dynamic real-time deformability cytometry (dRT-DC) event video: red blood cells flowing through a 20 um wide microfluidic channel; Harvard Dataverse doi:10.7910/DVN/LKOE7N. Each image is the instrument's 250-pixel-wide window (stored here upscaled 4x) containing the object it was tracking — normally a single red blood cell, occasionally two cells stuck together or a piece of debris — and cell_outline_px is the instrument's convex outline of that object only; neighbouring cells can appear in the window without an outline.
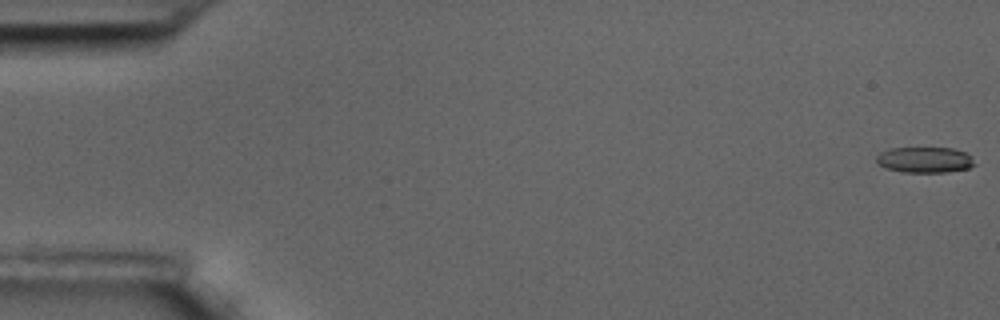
{"species": "common noctule bat (a hibernating species)", "species_latin": "Nyctalus noctula", "temperature_condition": "room temperature", "stored_images_in_passage": 14, "camera_frame_rate_fps": 3000, "um_per_image_px": 0.085, "animal": {"sex": "male", "body_mass_g": 17.5, "forearm_length_mm": 52.3}, "frame": {"image": 1, "passage_image": 1, "time_ms": 0.0, "image_size_px": [1000, 320], "cell_outline_px": [[976, 164], [968, 168], [948, 172], [900, 172], [884, 168], [876, 164], [876, 156], [880, 152], [892, 148], [952, 148], [964, 152], [972, 156]], "centroid_in_image_um": [78.58, 13.59], "position_along_channel_um": 6.4, "area_um2": 14.91}}